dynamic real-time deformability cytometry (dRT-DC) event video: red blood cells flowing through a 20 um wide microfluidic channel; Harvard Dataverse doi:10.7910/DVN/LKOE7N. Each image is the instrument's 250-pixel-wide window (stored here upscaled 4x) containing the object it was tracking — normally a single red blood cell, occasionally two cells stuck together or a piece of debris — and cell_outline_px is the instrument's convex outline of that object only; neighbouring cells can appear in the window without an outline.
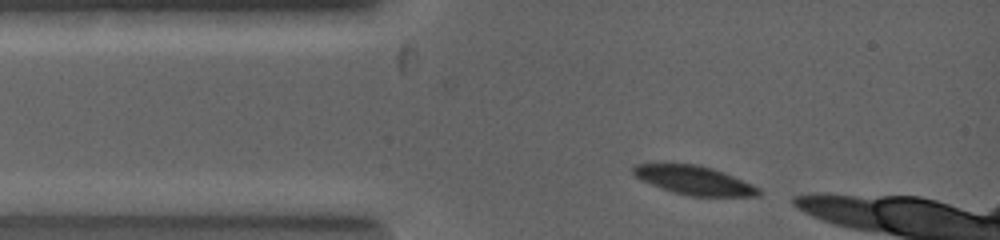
{"species": "common noctule bat (a hibernating species)", "species_latin": "Nyctalus noctula", "temperature_condition": "warm", "stored_images_in_passage": 5, "camera_frame_rate_fps": 5000, "um_per_image_px": 0.085, "animal": {"sex": "female", "body_mass_g": 19.0, "forearm_length_mm": 53.3}, "frame": {"image": 1, "passage_image": 1, "time_ms": 0.0, "image_size_px": [1000, 240], "cell_outline_px": [[760, 196], [692, 196], [672, 192], [652, 184], [636, 176], [632, 172], [632, 168], [636, 164], [700, 164], [724, 172], [752, 184], [760, 188]], "centroid_in_image_um": [59.04, 15.32], "position_along_channel_um": 26.0, "area_um2": 20.81}}